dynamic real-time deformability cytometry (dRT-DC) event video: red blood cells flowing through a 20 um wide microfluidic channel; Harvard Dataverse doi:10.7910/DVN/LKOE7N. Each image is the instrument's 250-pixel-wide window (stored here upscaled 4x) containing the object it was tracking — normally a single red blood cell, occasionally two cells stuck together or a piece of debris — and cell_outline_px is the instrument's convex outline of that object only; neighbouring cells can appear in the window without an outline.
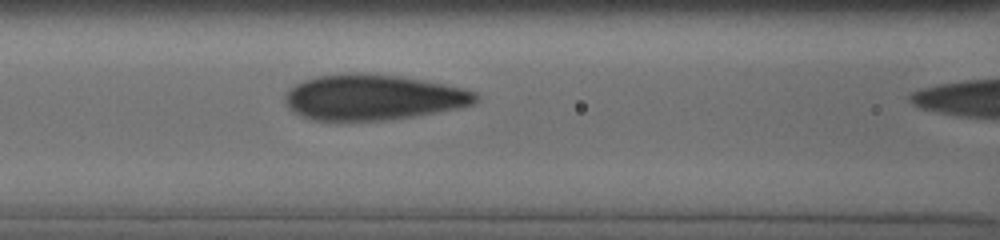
{"species": "human", "species_latin": "Homo sapiens", "temperature_condition": "cold", "stored_images_in_passage": 17, "camera_frame_rate_fps": 3000, "um_per_image_px": 0.085, "donor": {"sex": "male"}, "frame": {"image": 1, "passage_image": 16, "time_ms": 5.667, "image_size_px": [1000, 240], "cell_outline_px": [[476, 100], [472, 104], [412, 116], [380, 120], [312, 120], [296, 112], [284, 100], [284, 96], [296, 84], [304, 80], [316, 76], [356, 72], [400, 76], [444, 84], [476, 92]], "centroid_in_image_um": [31.66, 8.25], "position_along_channel_um": 134.9, "area_um2": 49.48}}